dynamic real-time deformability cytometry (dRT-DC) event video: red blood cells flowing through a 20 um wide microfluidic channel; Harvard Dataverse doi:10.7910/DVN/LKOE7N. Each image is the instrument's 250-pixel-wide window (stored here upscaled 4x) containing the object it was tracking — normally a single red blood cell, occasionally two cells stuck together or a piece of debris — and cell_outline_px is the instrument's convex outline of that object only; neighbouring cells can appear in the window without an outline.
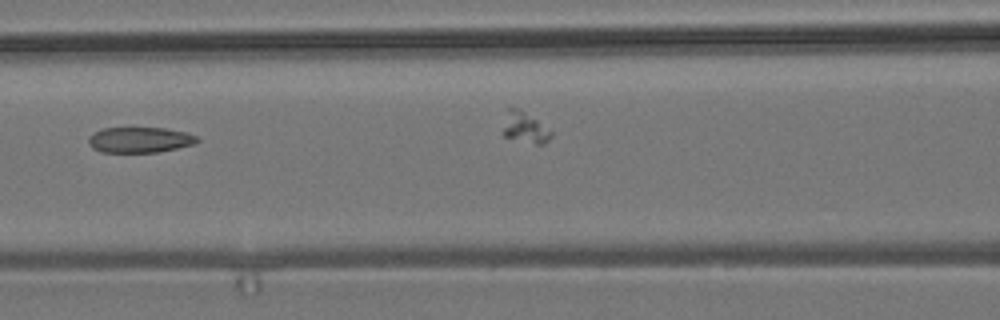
{"species": "common noctule bat (a hibernating species)", "species_latin": "Nyctalus noctula", "temperature_condition": "room temperature", "stored_images_in_passage": 10, "camera_frame_rate_fps": 3000, "um_per_image_px": 0.085, "animal": {"sex": "male", "body_mass_g": 19.2, "forearm_length_mm": 51.8}, "frame": {"image": 1, "passage_image": 7, "time_ms": 7.0, "image_size_px": [1000, 320], "cell_outline_px": [[200, 140], [192, 144], [176, 148], [156, 152], [100, 152], [92, 148], [88, 144], [88, 136], [104, 128], [164, 128], [184, 132], [196, 136]], "centroid_in_image_um": [11.83, 11.89], "position_along_channel_um": 154.8, "area_um2": 16.01}}
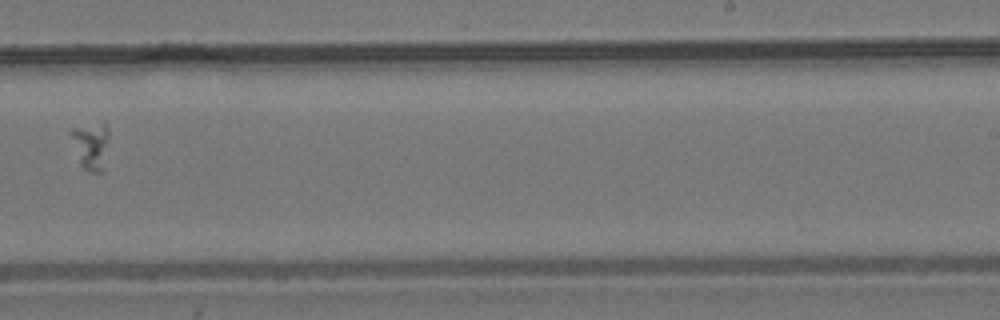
{"frame": {"image": 2, "passage_image": 10, "time_ms": 11.333, "image_size_px": [1000, 320], "cell_outline_px": [[108, 136], [104, 172], [92, 172], [84, 168], [80, 164], [68, 132], [72, 128], [104, 120], [108, 128]], "centroid_in_image_um": [7.73, 12.34], "position_along_channel_um": 281.3, "area_um2": 10.81}}